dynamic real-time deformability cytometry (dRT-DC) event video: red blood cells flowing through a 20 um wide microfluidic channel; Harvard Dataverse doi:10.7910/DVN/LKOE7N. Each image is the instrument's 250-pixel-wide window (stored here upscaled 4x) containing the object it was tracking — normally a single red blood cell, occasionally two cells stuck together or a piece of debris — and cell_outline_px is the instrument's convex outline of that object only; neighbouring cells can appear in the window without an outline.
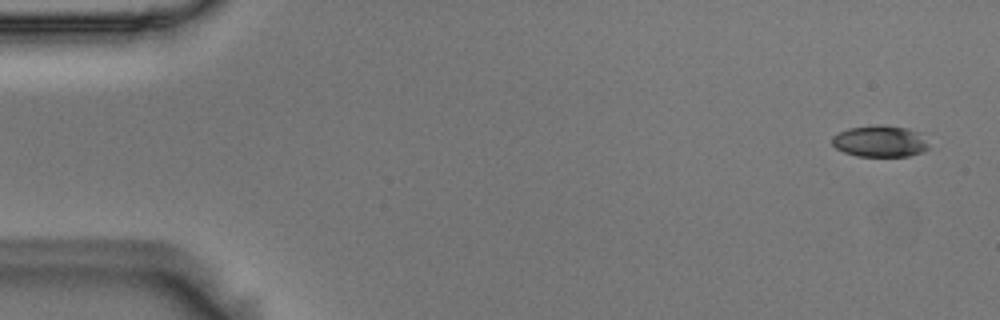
{"species": "Egyptian fruit bat (a non-hibernating species)", "species_latin": "Rousettus aegyptiacus", "temperature_condition": "room temperature", "stored_images_in_passage": 5, "camera_frame_rate_fps": 3000, "um_per_image_px": 0.085, "animal": {"sex": "male"}, "frame": {"image": 1, "passage_image": 1, "time_ms": 0.0, "image_size_px": [1000, 320], "cell_outline_px": [[928, 148], [924, 152], [908, 156], [856, 156], [844, 152], [836, 148], [832, 144], [832, 136], [848, 128], [880, 124], [908, 128], [916, 132], [928, 144]], "centroid_in_image_um": [74.77, 12.01], "position_along_channel_um": 10.2, "area_um2": 17.63}}
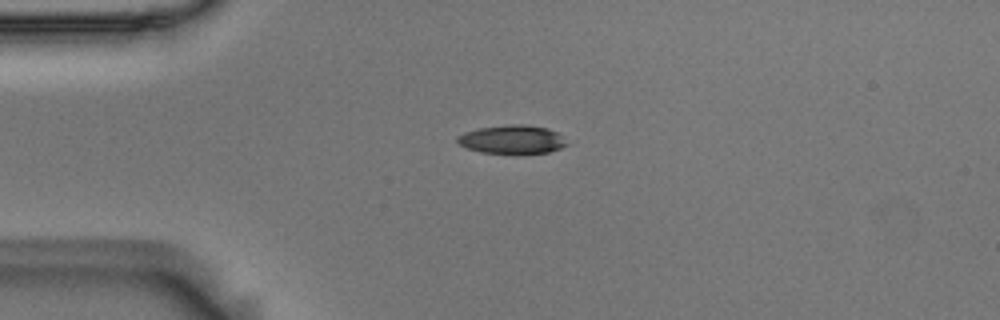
{"frame": {"image": 2, "passage_image": 4, "time_ms": 1.0, "image_size_px": [1000, 320], "cell_outline_px": [[568, 144], [560, 148], [548, 152], [516, 156], [512, 156], [480, 152], [468, 148], [460, 144], [456, 140], [456, 136], [464, 132], [476, 128], [508, 124], [524, 124], [548, 128], [556, 132]], "centroid_in_image_um": [43.49, 11.88], "position_along_channel_um": 41.5, "area_um2": 18.9}}